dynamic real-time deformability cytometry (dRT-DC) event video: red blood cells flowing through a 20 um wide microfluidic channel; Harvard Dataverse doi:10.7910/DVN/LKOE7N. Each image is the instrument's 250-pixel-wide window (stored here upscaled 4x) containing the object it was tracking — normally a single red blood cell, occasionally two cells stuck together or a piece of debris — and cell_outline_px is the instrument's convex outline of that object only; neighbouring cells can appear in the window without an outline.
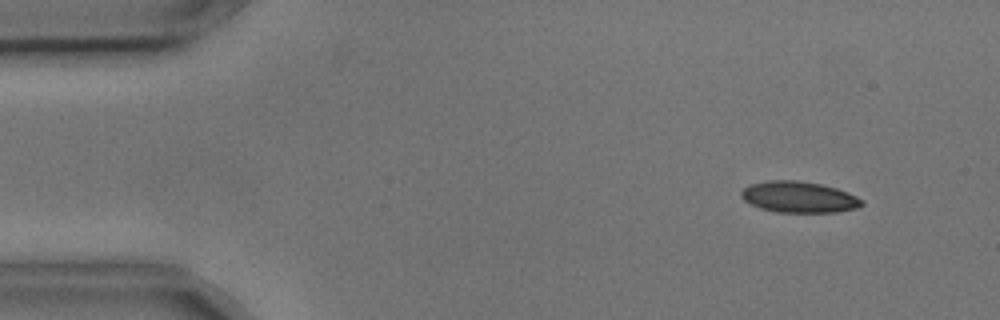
{"species": "common noctule bat (a hibernating species)", "species_latin": "Nyctalus noctula", "temperature_condition": "cold", "stored_images_in_passage": 4, "camera_frame_rate_fps": 3000, "um_per_image_px": 0.085, "animal": {"sex": "male", "body_mass_g": 17.9, "forearm_length_mm": 54.2}, "frame": {"image": 1, "passage_image": 1, "time_ms": 0.0, "image_size_px": [1000, 320], "cell_outline_px": [[864, 204], [856, 208], [836, 212], [776, 212], [760, 208], [744, 200], [740, 196], [740, 192], [744, 188], [752, 184], [768, 180], [796, 180], [820, 184], [836, 188], [848, 192], [864, 200]], "centroid_in_image_um": [67.92, 16.75], "position_along_channel_um": 17.1, "area_um2": 21.85}}